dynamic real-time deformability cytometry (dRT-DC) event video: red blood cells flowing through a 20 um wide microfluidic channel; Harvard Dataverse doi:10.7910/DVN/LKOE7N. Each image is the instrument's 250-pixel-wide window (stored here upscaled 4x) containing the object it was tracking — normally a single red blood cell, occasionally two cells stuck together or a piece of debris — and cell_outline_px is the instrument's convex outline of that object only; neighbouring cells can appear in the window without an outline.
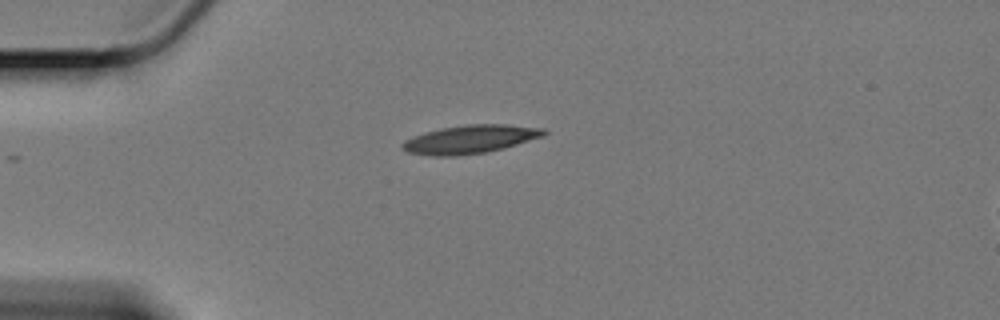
{"species": "Egyptian fruit bat (a non-hibernating species)", "species_latin": "Rousettus aegyptiacus", "temperature_condition": "cold", "stored_images_in_passage": 45, "camera_frame_rate_fps": 3000, "um_per_image_px": 0.085, "animal": {"sex": "female"}, "frame": {"image": 1, "passage_image": 1, "time_ms": 0.0, "image_size_px": [1000, 320], "cell_outline_px": [[548, 132], [544, 136], [504, 148], [484, 152], [456, 156], [432, 156], [408, 152], [400, 148], [400, 144], [404, 140], [424, 132], [440, 128], [468, 124], [504, 124], [544, 128]], "centroid_in_image_um": [39.94, 11.83], "position_along_channel_um": 45.1, "area_um2": 23.47}}
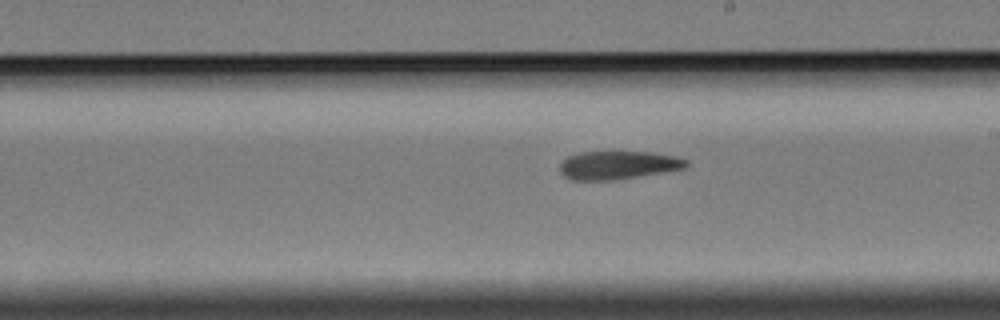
{"frame": {"image": 2, "passage_image": 20, "time_ms": 6.333, "image_size_px": [1000, 320], "cell_outline_px": [[688, 164], [684, 168], [612, 180], [572, 180], [564, 176], [560, 172], [560, 164], [568, 156], [580, 152], [652, 152], [672, 156], [688, 160]], "centroid_in_image_um": [52.48, 14.03], "position_along_channel_um": 236.5, "area_um2": 20.46}}
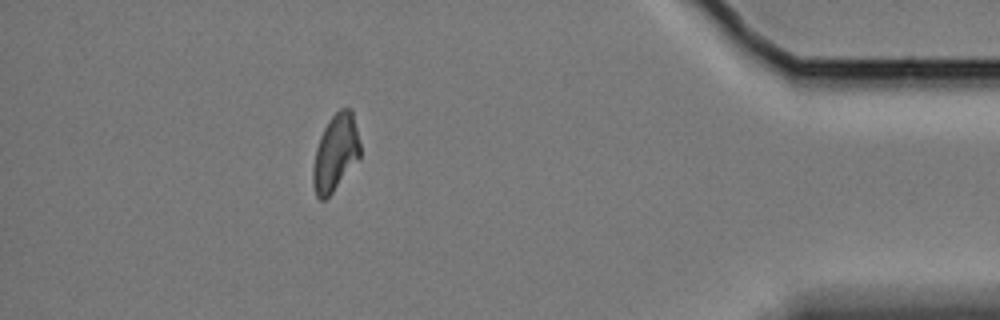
{"frame": {"image": 3, "passage_image": 39, "time_ms": 12.667, "image_size_px": [1000, 320], "cell_outline_px": [[360, 160], [332, 192], [324, 200], [320, 200], [316, 196], [312, 184], [312, 168], [316, 148], [320, 136], [324, 128], [332, 116], [340, 108], [352, 108], [360, 144]], "centroid_in_image_um": [28.52, 13.0], "position_along_channel_um": 406.7, "area_um2": 21.27}, "authors_computed_cell_mechanics": {"area_um2": 21.964, "velocity_mm_per_s": 3.3592, "shape_relaxation_time_tau1_ms": null, "shape_relaxation_time_tau2_ms": 6.4768, "deformation_change_tau1": null, "deformation_change_tau2": 0.1437}}